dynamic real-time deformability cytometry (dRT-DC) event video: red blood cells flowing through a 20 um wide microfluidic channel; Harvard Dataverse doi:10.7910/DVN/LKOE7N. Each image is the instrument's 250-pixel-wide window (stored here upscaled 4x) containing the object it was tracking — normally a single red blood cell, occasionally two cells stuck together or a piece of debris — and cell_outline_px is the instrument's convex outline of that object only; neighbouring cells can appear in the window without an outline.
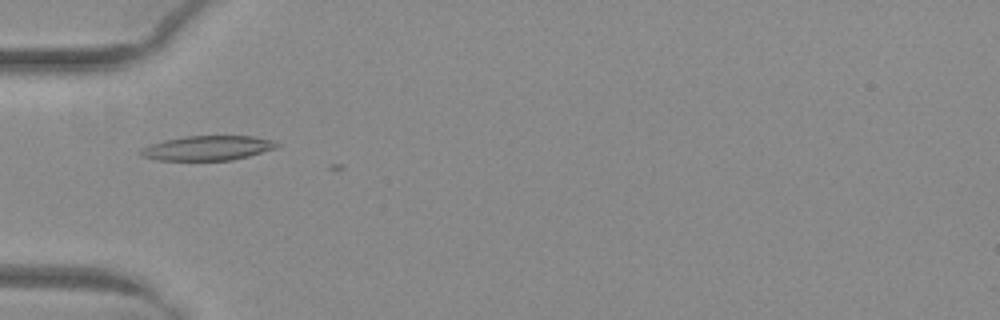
{"species": "common noctule bat (a hibernating species)", "species_latin": "Nyctalus noctula", "temperature_condition": "warm", "stored_images_in_passage": 7, "camera_frame_rate_fps": 3000, "um_per_image_px": 0.085, "animal": {"sex": "female", "body_mass_g": 29.2, "forearm_length_mm": 56.3}, "frame": {"image": 1, "passage_image": 6, "time_ms": 1.667, "image_size_px": [1000, 320], "cell_outline_px": [[280, 144], [276, 148], [248, 156], [232, 160], [160, 160], [144, 156], [140, 152], [140, 148], [148, 144], [164, 140], [184, 136], [256, 136], [272, 140]], "centroid_in_image_um": [17.65, 12.57], "position_along_channel_um": 67.3, "area_um2": 19.48}}